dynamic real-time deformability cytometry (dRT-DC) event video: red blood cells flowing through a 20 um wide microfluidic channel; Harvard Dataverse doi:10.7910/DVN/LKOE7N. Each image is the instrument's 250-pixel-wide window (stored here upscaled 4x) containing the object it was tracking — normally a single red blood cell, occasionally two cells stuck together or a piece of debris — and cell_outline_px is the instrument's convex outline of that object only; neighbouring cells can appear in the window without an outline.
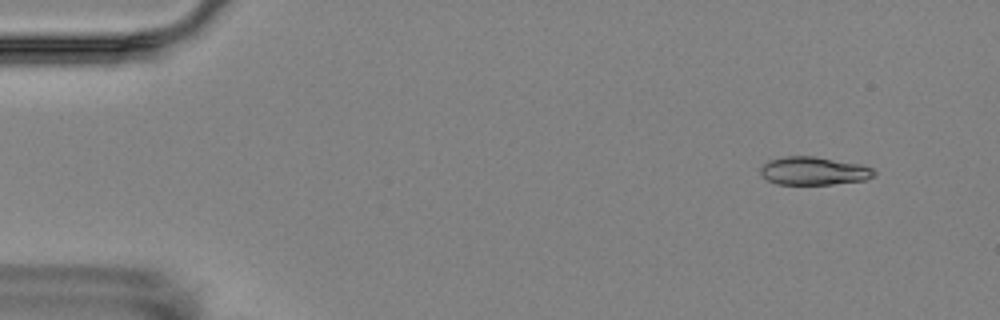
{"species": "Egyptian fruit bat (a non-hibernating species)", "species_latin": "Rousettus aegyptiacus", "temperature_condition": "room temperature", "stored_images_in_passage": 5, "camera_frame_rate_fps": 3000, "um_per_image_px": 0.085, "animal": {"sex": "female"}, "frame": {"image": 1, "passage_image": 1, "time_ms": 0.0, "image_size_px": [1000, 320], "cell_outline_px": [[876, 172], [872, 176], [864, 180], [832, 184], [776, 184], [768, 180], [760, 172], [760, 168], [768, 160], [784, 156], [816, 156], [860, 164], [872, 168]], "centroid_in_image_um": [69.15, 14.52], "position_along_channel_um": 15.9, "area_um2": 18.55}}